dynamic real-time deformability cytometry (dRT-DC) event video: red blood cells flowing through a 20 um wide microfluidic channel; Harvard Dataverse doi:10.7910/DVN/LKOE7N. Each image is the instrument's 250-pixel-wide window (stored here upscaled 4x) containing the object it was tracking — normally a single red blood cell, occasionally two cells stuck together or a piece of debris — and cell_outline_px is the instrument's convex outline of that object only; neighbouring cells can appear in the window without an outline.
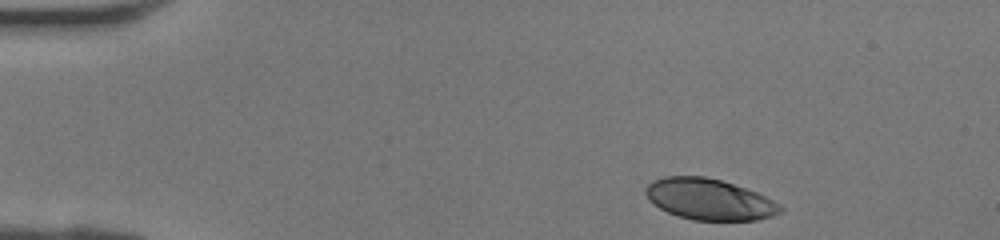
{"species": "human", "species_latin": "Homo sapiens", "temperature_condition": "room temperature", "stored_images_in_passage": 36, "camera_frame_rate_fps": 3000, "um_per_image_px": 0.085, "donor": {"sex": "female"}, "frame": {"image": 1, "passage_image": 1, "time_ms": 0.0, "image_size_px": [1000, 240], "cell_outline_px": [[784, 208], [780, 212], [772, 216], [756, 220], [692, 220], [668, 212], [660, 208], [648, 200], [644, 192], [644, 188], [652, 180], [664, 176], [704, 176], [720, 180], [756, 192], [780, 204]], "centroid_in_image_um": [60.25, 16.94], "position_along_channel_um": 24.8, "area_um2": 32.14}}
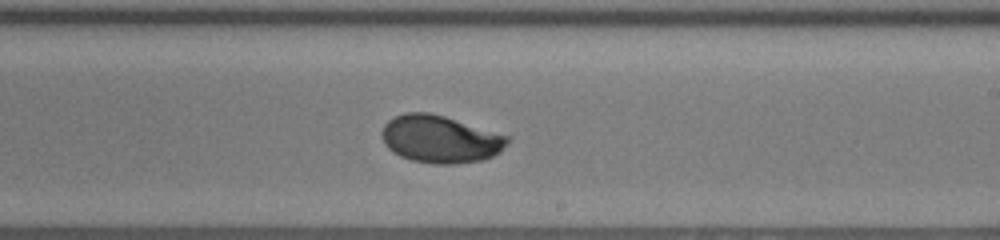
{"frame": {"image": 2, "passage_image": 20, "time_ms": 6.333, "image_size_px": [1000, 240], "cell_outline_px": [[512, 136], [508, 144], [500, 152], [484, 160], [452, 164], [436, 164], [412, 160], [400, 156], [392, 152], [384, 144], [380, 132], [384, 124], [388, 120], [404, 112], [428, 112], [444, 116]], "centroid_in_image_um": [37.44, 11.82], "position_along_channel_um": 251.6, "area_um2": 35.14}}
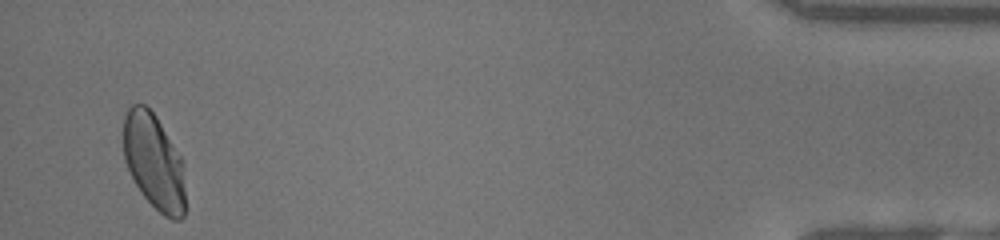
{"frame": {"image": 3, "passage_image": 35, "time_ms": 11.333, "image_size_px": [1000, 240], "cell_outline_px": [[184, 216], [180, 220], [172, 220], [164, 216], [140, 192], [124, 160], [124, 116], [128, 108], [132, 104], [144, 104], [156, 116], [184, 160]], "centroid_in_image_um": [13.1, 13.74], "position_along_channel_um": 422.1, "area_um2": 34.56}}